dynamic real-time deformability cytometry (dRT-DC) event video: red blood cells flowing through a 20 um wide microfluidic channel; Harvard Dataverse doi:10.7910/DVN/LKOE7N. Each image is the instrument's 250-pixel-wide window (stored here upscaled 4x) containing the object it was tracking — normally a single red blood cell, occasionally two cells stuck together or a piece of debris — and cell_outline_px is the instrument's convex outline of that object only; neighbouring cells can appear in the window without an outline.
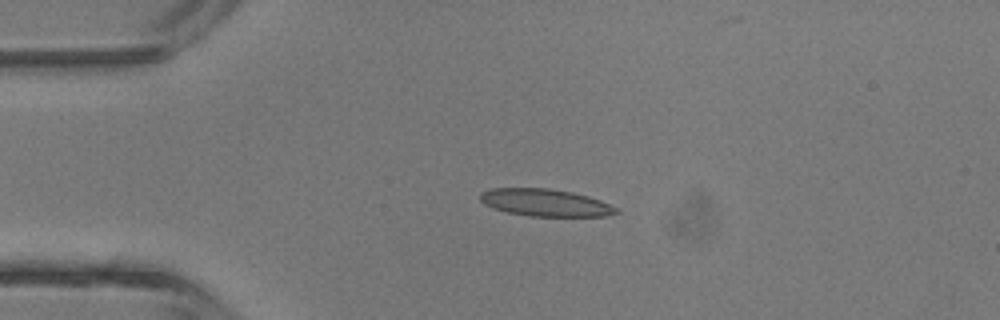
{"species": "common noctule bat (a hibernating species)", "species_latin": "Nyctalus noctula", "temperature_condition": "room temperature", "stored_images_in_passage": 3, "camera_frame_rate_fps": 3000, "um_per_image_px": 0.085, "animal": {"sex": "male", "body_mass_g": 13.3}, "frame": {"image": 1, "passage_image": 2, "time_ms": 1.333, "image_size_px": [1000, 320], "cell_outline_px": [[620, 212], [604, 216], [528, 216], [508, 212], [492, 208], [484, 204], [480, 200], [480, 192], [492, 188], [548, 188], [572, 192], [588, 196], [600, 200], [620, 208]], "centroid_in_image_um": [46.36, 17.22], "position_along_channel_um": 38.6, "area_um2": 21.73}}